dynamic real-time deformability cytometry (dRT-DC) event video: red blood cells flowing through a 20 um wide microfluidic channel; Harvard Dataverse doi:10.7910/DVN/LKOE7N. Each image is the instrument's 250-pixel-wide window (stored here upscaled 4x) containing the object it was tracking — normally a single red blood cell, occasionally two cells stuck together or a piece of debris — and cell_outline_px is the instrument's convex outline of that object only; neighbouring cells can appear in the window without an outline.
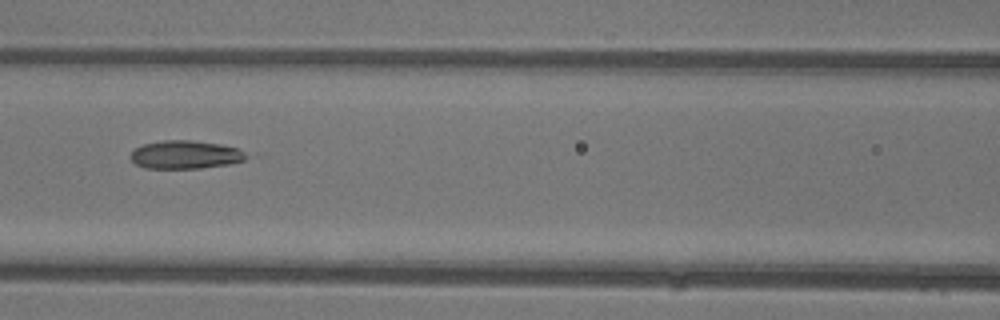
{"species": "common noctule bat (a hibernating species)", "species_latin": "Nyctalus noctula", "temperature_condition": "warm", "stored_images_in_passage": 6, "camera_frame_rate_fps": 3000, "um_per_image_px": 0.085, "animal": {"sex": "female"}, "frame": {"image": 1, "passage_image": 6, "time_ms": 6.667, "image_size_px": [1000, 320], "cell_outline_px": [[256, 156], [244, 160], [228, 164], [200, 168], [144, 168], [136, 164], [128, 156], [136, 148], [144, 144], [164, 140], [192, 140], [220, 144], [256, 152]], "centroid_in_image_um": [15.9, 13.14], "position_along_channel_um": 150.7, "area_um2": 19.54}}